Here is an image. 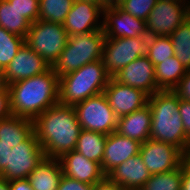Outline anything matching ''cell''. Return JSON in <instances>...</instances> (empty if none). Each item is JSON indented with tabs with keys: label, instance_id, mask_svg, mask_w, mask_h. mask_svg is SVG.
Listing matches in <instances>:
<instances>
[{
	"label": "cell",
	"instance_id": "obj_1",
	"mask_svg": "<svg viewBox=\"0 0 190 190\" xmlns=\"http://www.w3.org/2000/svg\"><path fill=\"white\" fill-rule=\"evenodd\" d=\"M33 123L46 157L58 159L75 150L81 126L73 106L57 103L37 116Z\"/></svg>",
	"mask_w": 190,
	"mask_h": 190
},
{
	"label": "cell",
	"instance_id": "obj_2",
	"mask_svg": "<svg viewBox=\"0 0 190 190\" xmlns=\"http://www.w3.org/2000/svg\"><path fill=\"white\" fill-rule=\"evenodd\" d=\"M12 115L34 120L59 103V77L52 67L33 77L8 85Z\"/></svg>",
	"mask_w": 190,
	"mask_h": 190
},
{
	"label": "cell",
	"instance_id": "obj_3",
	"mask_svg": "<svg viewBox=\"0 0 190 190\" xmlns=\"http://www.w3.org/2000/svg\"><path fill=\"white\" fill-rule=\"evenodd\" d=\"M180 99L173 90L157 91L148 98L151 111L150 139L178 147L190 157V140L179 112Z\"/></svg>",
	"mask_w": 190,
	"mask_h": 190
},
{
	"label": "cell",
	"instance_id": "obj_4",
	"mask_svg": "<svg viewBox=\"0 0 190 190\" xmlns=\"http://www.w3.org/2000/svg\"><path fill=\"white\" fill-rule=\"evenodd\" d=\"M110 78L102 59L88 63L59 78V103L74 106L100 94Z\"/></svg>",
	"mask_w": 190,
	"mask_h": 190
},
{
	"label": "cell",
	"instance_id": "obj_5",
	"mask_svg": "<svg viewBox=\"0 0 190 190\" xmlns=\"http://www.w3.org/2000/svg\"><path fill=\"white\" fill-rule=\"evenodd\" d=\"M106 36L103 30L68 36V41L52 69L60 78L82 66L102 59Z\"/></svg>",
	"mask_w": 190,
	"mask_h": 190
},
{
	"label": "cell",
	"instance_id": "obj_6",
	"mask_svg": "<svg viewBox=\"0 0 190 190\" xmlns=\"http://www.w3.org/2000/svg\"><path fill=\"white\" fill-rule=\"evenodd\" d=\"M151 37L106 38L102 52V62L109 76L112 78L123 67L135 59L148 56Z\"/></svg>",
	"mask_w": 190,
	"mask_h": 190
},
{
	"label": "cell",
	"instance_id": "obj_7",
	"mask_svg": "<svg viewBox=\"0 0 190 190\" xmlns=\"http://www.w3.org/2000/svg\"><path fill=\"white\" fill-rule=\"evenodd\" d=\"M68 41L63 24L37 20L30 25L25 44L53 66Z\"/></svg>",
	"mask_w": 190,
	"mask_h": 190
},
{
	"label": "cell",
	"instance_id": "obj_8",
	"mask_svg": "<svg viewBox=\"0 0 190 190\" xmlns=\"http://www.w3.org/2000/svg\"><path fill=\"white\" fill-rule=\"evenodd\" d=\"M73 107L81 129L106 135L116 131L118 117L110 108L103 92L89 97Z\"/></svg>",
	"mask_w": 190,
	"mask_h": 190
},
{
	"label": "cell",
	"instance_id": "obj_9",
	"mask_svg": "<svg viewBox=\"0 0 190 190\" xmlns=\"http://www.w3.org/2000/svg\"><path fill=\"white\" fill-rule=\"evenodd\" d=\"M190 16V5L185 0H158L146 20L147 33L170 36Z\"/></svg>",
	"mask_w": 190,
	"mask_h": 190
},
{
	"label": "cell",
	"instance_id": "obj_10",
	"mask_svg": "<svg viewBox=\"0 0 190 190\" xmlns=\"http://www.w3.org/2000/svg\"><path fill=\"white\" fill-rule=\"evenodd\" d=\"M44 156L43 148L33 132L9 152L8 166L0 177L7 181L27 179Z\"/></svg>",
	"mask_w": 190,
	"mask_h": 190
},
{
	"label": "cell",
	"instance_id": "obj_11",
	"mask_svg": "<svg viewBox=\"0 0 190 190\" xmlns=\"http://www.w3.org/2000/svg\"><path fill=\"white\" fill-rule=\"evenodd\" d=\"M139 154L151 175L174 170L188 158L178 147L151 139L141 144Z\"/></svg>",
	"mask_w": 190,
	"mask_h": 190
},
{
	"label": "cell",
	"instance_id": "obj_12",
	"mask_svg": "<svg viewBox=\"0 0 190 190\" xmlns=\"http://www.w3.org/2000/svg\"><path fill=\"white\" fill-rule=\"evenodd\" d=\"M63 27L68 36L100 31L103 29V8L91 2L74 0Z\"/></svg>",
	"mask_w": 190,
	"mask_h": 190
},
{
	"label": "cell",
	"instance_id": "obj_13",
	"mask_svg": "<svg viewBox=\"0 0 190 190\" xmlns=\"http://www.w3.org/2000/svg\"><path fill=\"white\" fill-rule=\"evenodd\" d=\"M103 93L118 118L142 109L148 104L149 95L143 90L118 83L113 78L109 79Z\"/></svg>",
	"mask_w": 190,
	"mask_h": 190
},
{
	"label": "cell",
	"instance_id": "obj_14",
	"mask_svg": "<svg viewBox=\"0 0 190 190\" xmlns=\"http://www.w3.org/2000/svg\"><path fill=\"white\" fill-rule=\"evenodd\" d=\"M102 30L106 38H133L148 34L146 21L130 15L119 6L103 9Z\"/></svg>",
	"mask_w": 190,
	"mask_h": 190
},
{
	"label": "cell",
	"instance_id": "obj_15",
	"mask_svg": "<svg viewBox=\"0 0 190 190\" xmlns=\"http://www.w3.org/2000/svg\"><path fill=\"white\" fill-rule=\"evenodd\" d=\"M118 83L143 90L149 96L158 90L155 66L147 56L135 59L112 77Z\"/></svg>",
	"mask_w": 190,
	"mask_h": 190
},
{
	"label": "cell",
	"instance_id": "obj_16",
	"mask_svg": "<svg viewBox=\"0 0 190 190\" xmlns=\"http://www.w3.org/2000/svg\"><path fill=\"white\" fill-rule=\"evenodd\" d=\"M50 67L38 53L24 44L3 72L6 84L9 85L44 73Z\"/></svg>",
	"mask_w": 190,
	"mask_h": 190
},
{
	"label": "cell",
	"instance_id": "obj_17",
	"mask_svg": "<svg viewBox=\"0 0 190 190\" xmlns=\"http://www.w3.org/2000/svg\"><path fill=\"white\" fill-rule=\"evenodd\" d=\"M58 159L63 175L82 183L94 185L106 176L99 163L87 159L76 150L68 152Z\"/></svg>",
	"mask_w": 190,
	"mask_h": 190
},
{
	"label": "cell",
	"instance_id": "obj_18",
	"mask_svg": "<svg viewBox=\"0 0 190 190\" xmlns=\"http://www.w3.org/2000/svg\"><path fill=\"white\" fill-rule=\"evenodd\" d=\"M140 146V142L122 136L116 131L107 135L104 156L101 162V170L103 173L107 175L130 157L138 155Z\"/></svg>",
	"mask_w": 190,
	"mask_h": 190
},
{
	"label": "cell",
	"instance_id": "obj_19",
	"mask_svg": "<svg viewBox=\"0 0 190 190\" xmlns=\"http://www.w3.org/2000/svg\"><path fill=\"white\" fill-rule=\"evenodd\" d=\"M106 176L126 190H140L151 174L138 154L115 167Z\"/></svg>",
	"mask_w": 190,
	"mask_h": 190
},
{
	"label": "cell",
	"instance_id": "obj_20",
	"mask_svg": "<svg viewBox=\"0 0 190 190\" xmlns=\"http://www.w3.org/2000/svg\"><path fill=\"white\" fill-rule=\"evenodd\" d=\"M150 130L151 111L148 104L142 109L118 118L116 132L141 144L150 139Z\"/></svg>",
	"mask_w": 190,
	"mask_h": 190
},
{
	"label": "cell",
	"instance_id": "obj_21",
	"mask_svg": "<svg viewBox=\"0 0 190 190\" xmlns=\"http://www.w3.org/2000/svg\"><path fill=\"white\" fill-rule=\"evenodd\" d=\"M62 176L59 159L44 156L27 179L33 190H57Z\"/></svg>",
	"mask_w": 190,
	"mask_h": 190
},
{
	"label": "cell",
	"instance_id": "obj_22",
	"mask_svg": "<svg viewBox=\"0 0 190 190\" xmlns=\"http://www.w3.org/2000/svg\"><path fill=\"white\" fill-rule=\"evenodd\" d=\"M34 132L33 120L11 115L0 120V143L11 148L21 144Z\"/></svg>",
	"mask_w": 190,
	"mask_h": 190
},
{
	"label": "cell",
	"instance_id": "obj_23",
	"mask_svg": "<svg viewBox=\"0 0 190 190\" xmlns=\"http://www.w3.org/2000/svg\"><path fill=\"white\" fill-rule=\"evenodd\" d=\"M186 68L174 55L155 65V76L159 91L174 90L184 77Z\"/></svg>",
	"mask_w": 190,
	"mask_h": 190
},
{
	"label": "cell",
	"instance_id": "obj_24",
	"mask_svg": "<svg viewBox=\"0 0 190 190\" xmlns=\"http://www.w3.org/2000/svg\"><path fill=\"white\" fill-rule=\"evenodd\" d=\"M106 140V134L81 129L75 150L101 165Z\"/></svg>",
	"mask_w": 190,
	"mask_h": 190
},
{
	"label": "cell",
	"instance_id": "obj_25",
	"mask_svg": "<svg viewBox=\"0 0 190 190\" xmlns=\"http://www.w3.org/2000/svg\"><path fill=\"white\" fill-rule=\"evenodd\" d=\"M31 23L10 5L8 0H0V26L5 30L26 38Z\"/></svg>",
	"mask_w": 190,
	"mask_h": 190
},
{
	"label": "cell",
	"instance_id": "obj_26",
	"mask_svg": "<svg viewBox=\"0 0 190 190\" xmlns=\"http://www.w3.org/2000/svg\"><path fill=\"white\" fill-rule=\"evenodd\" d=\"M174 54L190 70V16L170 35Z\"/></svg>",
	"mask_w": 190,
	"mask_h": 190
},
{
	"label": "cell",
	"instance_id": "obj_27",
	"mask_svg": "<svg viewBox=\"0 0 190 190\" xmlns=\"http://www.w3.org/2000/svg\"><path fill=\"white\" fill-rule=\"evenodd\" d=\"M74 0H39L38 20L63 24Z\"/></svg>",
	"mask_w": 190,
	"mask_h": 190
},
{
	"label": "cell",
	"instance_id": "obj_28",
	"mask_svg": "<svg viewBox=\"0 0 190 190\" xmlns=\"http://www.w3.org/2000/svg\"><path fill=\"white\" fill-rule=\"evenodd\" d=\"M183 163L169 172L152 174L140 190H181Z\"/></svg>",
	"mask_w": 190,
	"mask_h": 190
},
{
	"label": "cell",
	"instance_id": "obj_29",
	"mask_svg": "<svg viewBox=\"0 0 190 190\" xmlns=\"http://www.w3.org/2000/svg\"><path fill=\"white\" fill-rule=\"evenodd\" d=\"M25 44V38L11 33L0 26V69L5 70Z\"/></svg>",
	"mask_w": 190,
	"mask_h": 190
},
{
	"label": "cell",
	"instance_id": "obj_30",
	"mask_svg": "<svg viewBox=\"0 0 190 190\" xmlns=\"http://www.w3.org/2000/svg\"><path fill=\"white\" fill-rule=\"evenodd\" d=\"M174 48L170 36H152L150 42L149 60L153 65L164 62L174 56Z\"/></svg>",
	"mask_w": 190,
	"mask_h": 190
},
{
	"label": "cell",
	"instance_id": "obj_31",
	"mask_svg": "<svg viewBox=\"0 0 190 190\" xmlns=\"http://www.w3.org/2000/svg\"><path fill=\"white\" fill-rule=\"evenodd\" d=\"M157 1L158 0H122L119 7L130 15L146 21Z\"/></svg>",
	"mask_w": 190,
	"mask_h": 190
},
{
	"label": "cell",
	"instance_id": "obj_32",
	"mask_svg": "<svg viewBox=\"0 0 190 190\" xmlns=\"http://www.w3.org/2000/svg\"><path fill=\"white\" fill-rule=\"evenodd\" d=\"M31 24L38 20L39 0H8Z\"/></svg>",
	"mask_w": 190,
	"mask_h": 190
},
{
	"label": "cell",
	"instance_id": "obj_33",
	"mask_svg": "<svg viewBox=\"0 0 190 190\" xmlns=\"http://www.w3.org/2000/svg\"><path fill=\"white\" fill-rule=\"evenodd\" d=\"M93 188L92 184L82 183L63 175L57 190H93Z\"/></svg>",
	"mask_w": 190,
	"mask_h": 190
},
{
	"label": "cell",
	"instance_id": "obj_34",
	"mask_svg": "<svg viewBox=\"0 0 190 190\" xmlns=\"http://www.w3.org/2000/svg\"><path fill=\"white\" fill-rule=\"evenodd\" d=\"M179 99L190 101V70H187L184 77L179 81L173 90Z\"/></svg>",
	"mask_w": 190,
	"mask_h": 190
},
{
	"label": "cell",
	"instance_id": "obj_35",
	"mask_svg": "<svg viewBox=\"0 0 190 190\" xmlns=\"http://www.w3.org/2000/svg\"><path fill=\"white\" fill-rule=\"evenodd\" d=\"M179 112L185 128L186 137L190 140V101L180 99Z\"/></svg>",
	"mask_w": 190,
	"mask_h": 190
},
{
	"label": "cell",
	"instance_id": "obj_36",
	"mask_svg": "<svg viewBox=\"0 0 190 190\" xmlns=\"http://www.w3.org/2000/svg\"><path fill=\"white\" fill-rule=\"evenodd\" d=\"M10 93L8 87L0 92V120L11 116Z\"/></svg>",
	"mask_w": 190,
	"mask_h": 190
},
{
	"label": "cell",
	"instance_id": "obj_37",
	"mask_svg": "<svg viewBox=\"0 0 190 190\" xmlns=\"http://www.w3.org/2000/svg\"><path fill=\"white\" fill-rule=\"evenodd\" d=\"M93 190H126L105 176L101 181L94 184Z\"/></svg>",
	"mask_w": 190,
	"mask_h": 190
},
{
	"label": "cell",
	"instance_id": "obj_38",
	"mask_svg": "<svg viewBox=\"0 0 190 190\" xmlns=\"http://www.w3.org/2000/svg\"><path fill=\"white\" fill-rule=\"evenodd\" d=\"M12 148L10 145L5 143H0V174L6 169L8 166V157L9 152H11Z\"/></svg>",
	"mask_w": 190,
	"mask_h": 190
},
{
	"label": "cell",
	"instance_id": "obj_39",
	"mask_svg": "<svg viewBox=\"0 0 190 190\" xmlns=\"http://www.w3.org/2000/svg\"><path fill=\"white\" fill-rule=\"evenodd\" d=\"M181 190H190V157L183 162Z\"/></svg>",
	"mask_w": 190,
	"mask_h": 190
},
{
	"label": "cell",
	"instance_id": "obj_40",
	"mask_svg": "<svg viewBox=\"0 0 190 190\" xmlns=\"http://www.w3.org/2000/svg\"><path fill=\"white\" fill-rule=\"evenodd\" d=\"M10 190H33L28 179L9 181Z\"/></svg>",
	"mask_w": 190,
	"mask_h": 190
},
{
	"label": "cell",
	"instance_id": "obj_41",
	"mask_svg": "<svg viewBox=\"0 0 190 190\" xmlns=\"http://www.w3.org/2000/svg\"><path fill=\"white\" fill-rule=\"evenodd\" d=\"M122 3V0H101V7L103 9L119 6Z\"/></svg>",
	"mask_w": 190,
	"mask_h": 190
},
{
	"label": "cell",
	"instance_id": "obj_42",
	"mask_svg": "<svg viewBox=\"0 0 190 190\" xmlns=\"http://www.w3.org/2000/svg\"><path fill=\"white\" fill-rule=\"evenodd\" d=\"M7 87L8 85L5 81L4 72L0 69V92H3Z\"/></svg>",
	"mask_w": 190,
	"mask_h": 190
},
{
	"label": "cell",
	"instance_id": "obj_43",
	"mask_svg": "<svg viewBox=\"0 0 190 190\" xmlns=\"http://www.w3.org/2000/svg\"><path fill=\"white\" fill-rule=\"evenodd\" d=\"M0 190H10L9 181L0 177Z\"/></svg>",
	"mask_w": 190,
	"mask_h": 190
},
{
	"label": "cell",
	"instance_id": "obj_44",
	"mask_svg": "<svg viewBox=\"0 0 190 190\" xmlns=\"http://www.w3.org/2000/svg\"><path fill=\"white\" fill-rule=\"evenodd\" d=\"M82 1L91 2V3H94L96 5L101 6V0H82Z\"/></svg>",
	"mask_w": 190,
	"mask_h": 190
}]
</instances>
